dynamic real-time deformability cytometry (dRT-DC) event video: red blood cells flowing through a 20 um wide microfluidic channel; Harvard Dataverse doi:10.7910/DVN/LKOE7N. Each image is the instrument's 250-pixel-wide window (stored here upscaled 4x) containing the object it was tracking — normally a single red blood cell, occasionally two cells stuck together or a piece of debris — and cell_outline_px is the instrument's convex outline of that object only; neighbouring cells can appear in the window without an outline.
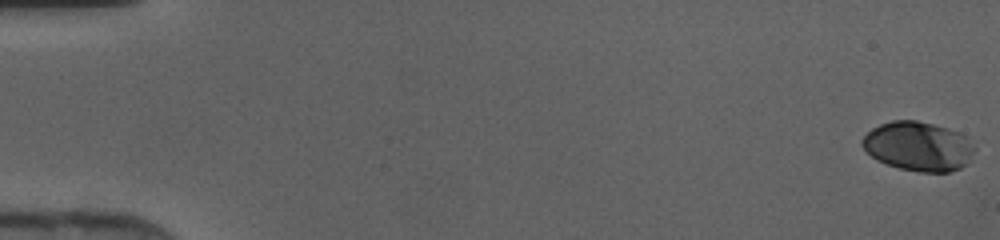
{"species": "human", "species_latin": "Homo sapiens", "temperature_condition": "cold", "stored_images_in_passage": 47, "camera_frame_rate_fps": 3000, "um_per_image_px": 0.085, "donor": {"sex": "female"}, "frame": {"image": 1, "passage_image": 1, "time_ms": 0.0, "image_size_px": [1000, 240], "cell_outline_px": [[976, 148], [964, 164], [960, 168], [948, 172], [920, 172], [900, 168], [888, 164], [872, 156], [860, 144], [860, 140], [872, 128], [880, 124], [892, 120], [916, 120], [948, 128], [960, 132], [968, 136]], "centroid_in_image_um": [78.06, 12.41], "position_along_channel_um": 6.9, "area_um2": 32.14}}
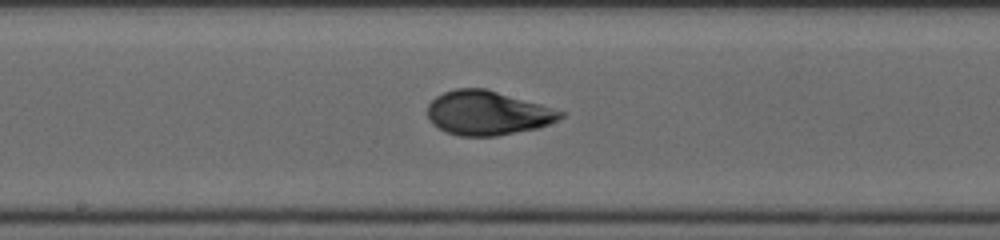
{"frame": {"image": 2, "passage_image": 26, "time_ms": 8.333, "image_size_px": [1000, 240], "cell_outline_px": [[564, 116], [548, 124], [536, 128], [496, 136], [460, 136], [444, 132], [432, 124], [428, 116], [428, 104], [436, 96], [444, 92], [456, 88], [484, 88], [540, 104], [564, 112]], "centroid_in_image_um": [41.39, 9.61], "position_along_channel_um": 206.8, "area_um2": 33.99}}
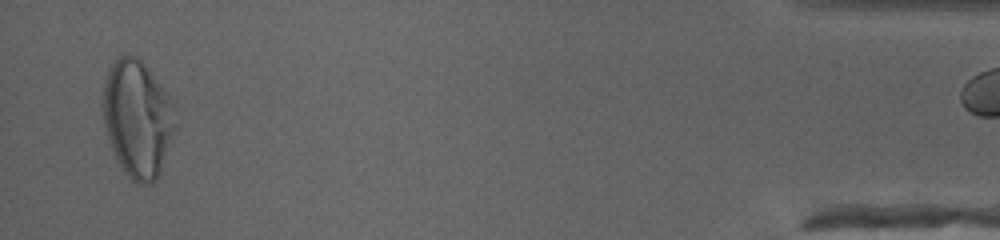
{"frame": {"image": 3, "passage_image": 46, "time_ms": 15.0, "image_size_px": [1000, 240], "cell_outline_px": [[176, 124], [156, 180], [152, 184], [140, 184], [132, 180], [124, 172], [116, 160], [108, 140], [104, 124], [100, 104], [104, 76], [112, 60], [124, 52], [136, 56], [144, 64], [172, 100]], "centroid_in_image_um": [11.61, 10.03], "position_along_channel_um": 423.6, "area_um2": 49.88}}